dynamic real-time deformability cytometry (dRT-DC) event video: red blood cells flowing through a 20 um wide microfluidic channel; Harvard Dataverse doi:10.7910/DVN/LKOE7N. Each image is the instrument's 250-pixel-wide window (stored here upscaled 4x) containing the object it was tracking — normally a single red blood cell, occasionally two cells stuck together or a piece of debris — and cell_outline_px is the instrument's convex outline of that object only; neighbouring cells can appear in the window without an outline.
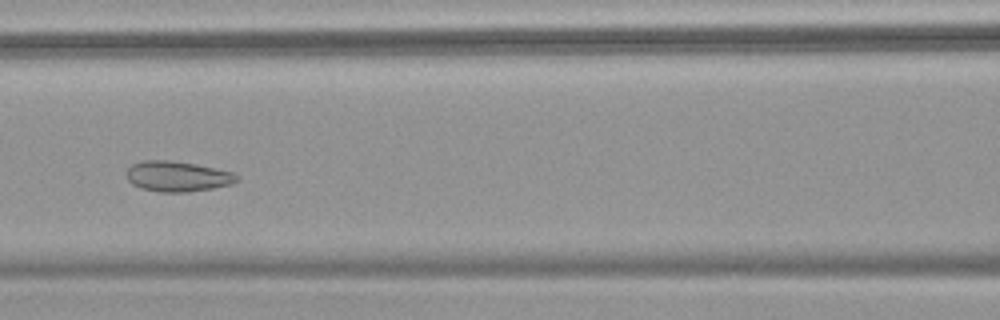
{"species": "common noctule bat (a hibernating species)", "species_latin": "Nyctalus noctula", "temperature_condition": "warm", "stored_images_in_passage": 53, "camera_frame_rate_fps": 3000, "um_per_image_px": 0.085, "animal": {"sex": "female", "body_mass_g": 18.4}, "frame": {"image": 1, "passage_image": 24, "time_ms": 7.667, "image_size_px": [1000, 320], "cell_outline_px": [[236, 180], [232, 184], [212, 188], [188, 192], [160, 192], [140, 188], [132, 184], [128, 180], [124, 172], [132, 164], [140, 160], [168, 160], [196, 164], [232, 172], [236, 176]], "centroid_in_image_um": [15.0, 14.99], "position_along_channel_um": 151.6, "area_um2": 19.54}}
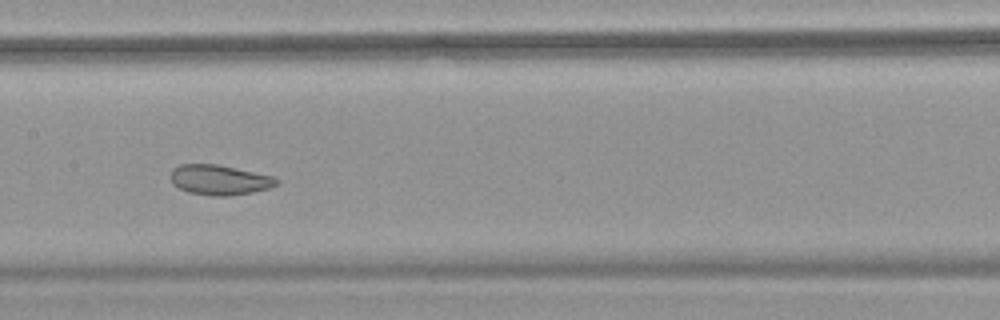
{"frame": {"image": 2, "passage_image": 27, "time_ms": 8.667, "image_size_px": [1000, 320], "cell_outline_px": [[280, 184], [268, 188], [252, 192], [228, 196], [212, 196], [188, 192], [172, 184], [172, 168], [180, 164], [216, 164], [272, 176], [280, 180]], "centroid_in_image_um": [18.66, 15.29], "position_along_channel_um": 188.7, "area_um2": 18.44}}
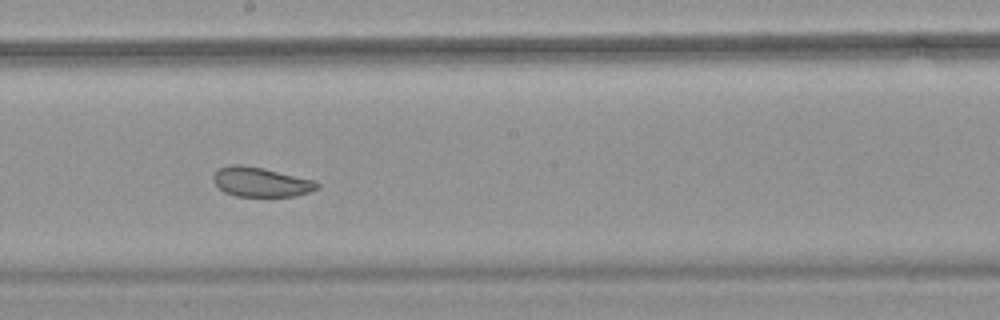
{"frame": {"image": 3, "passage_image": 30, "time_ms": 9.667, "image_size_px": [1000, 320], "cell_outline_px": [[320, 188], [296, 196], [236, 196], [224, 192], [212, 180], [212, 176], [220, 168], [232, 164], [244, 164], [264, 168], [316, 180], [320, 184]], "centroid_in_image_um": [22.2, 15.46], "position_along_channel_um": 226.0, "area_um2": 18.03}, "authors_computed_cell_mechanics": {"area_um2": 23.8136, "velocity_mm_per_s": 3.7446, "shape_relaxation_time_tau1_ms": null, "shape_relaxation_time_tau2_ms": 1.928, "deformation_change_tau1": null, "deformation_change_tau2": 0.0797}}